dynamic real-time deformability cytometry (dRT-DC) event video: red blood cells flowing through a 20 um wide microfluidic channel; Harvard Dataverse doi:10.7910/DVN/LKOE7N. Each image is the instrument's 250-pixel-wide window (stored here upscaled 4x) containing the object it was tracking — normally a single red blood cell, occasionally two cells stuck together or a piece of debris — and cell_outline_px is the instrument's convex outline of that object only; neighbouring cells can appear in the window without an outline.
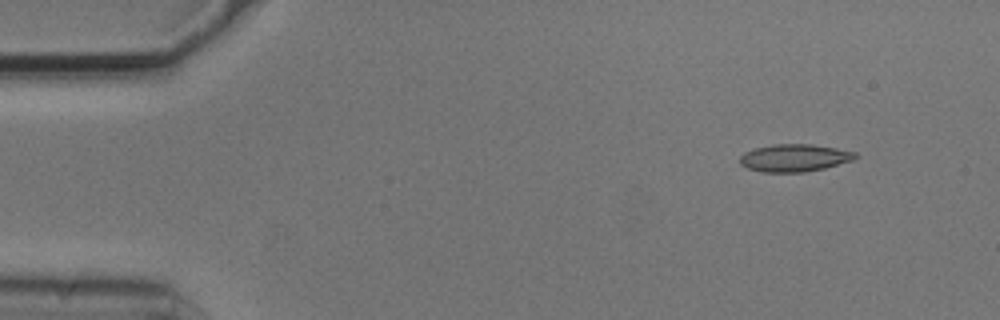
{"species": "common noctule bat (a hibernating species)", "species_latin": "Nyctalus noctula", "temperature_condition": "cold", "stored_images_in_passage": 4, "camera_frame_rate_fps": 3000, "um_per_image_px": 0.085, "animal": {"sex": "male", "body_mass_g": 20.5, "forearm_length_mm": 52.5}, "frame": {"image": 1, "passage_image": 2, "time_ms": 0.333, "image_size_px": [1000, 320], "cell_outline_px": [[860, 156], [852, 160], [824, 168], [804, 172], [760, 172], [748, 168], [740, 164], [740, 156], [744, 152], [756, 148], [772, 144], [812, 144], [836, 148], [856, 152]], "centroid_in_image_um": [67.53, 13.41], "position_along_channel_um": 17.5, "area_um2": 18.5}}